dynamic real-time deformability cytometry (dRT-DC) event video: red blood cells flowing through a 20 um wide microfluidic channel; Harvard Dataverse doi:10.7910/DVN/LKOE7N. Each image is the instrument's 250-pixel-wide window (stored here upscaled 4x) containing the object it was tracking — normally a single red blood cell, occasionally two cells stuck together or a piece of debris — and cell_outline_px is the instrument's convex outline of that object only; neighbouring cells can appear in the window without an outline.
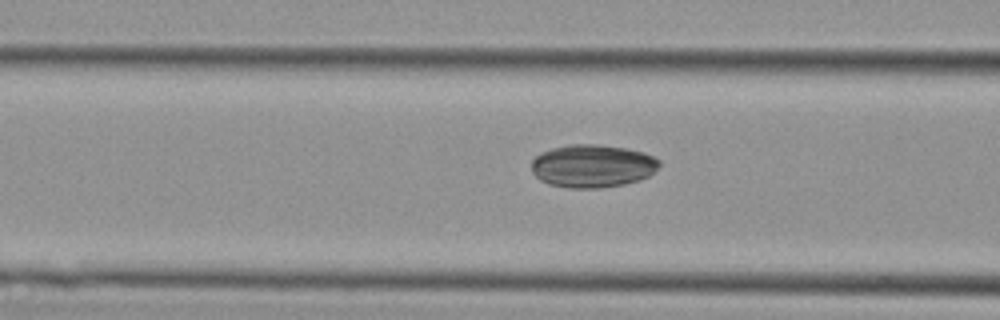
{"species": "Egyptian fruit bat (a non-hibernating species)", "species_latin": "Rousettus aegyptiacus", "temperature_condition": "cold", "stored_images_in_passage": 15, "camera_frame_rate_fps": 3000, "um_per_image_px": 0.085, "animal": {"sex": "female"}, "frame": {"image": 1, "passage_image": 13, "time_ms": 4.0, "image_size_px": [1000, 320], "cell_outline_px": [[660, 164], [648, 176], [640, 180], [624, 184], [600, 188], [568, 188], [548, 184], [540, 180], [532, 172], [532, 160], [540, 152], [552, 148], [572, 144], [600, 144], [628, 148], [644, 152], [660, 160]], "centroid_in_image_um": [50.35, 14.1], "position_along_channel_um": 116.2, "area_um2": 32.19}}